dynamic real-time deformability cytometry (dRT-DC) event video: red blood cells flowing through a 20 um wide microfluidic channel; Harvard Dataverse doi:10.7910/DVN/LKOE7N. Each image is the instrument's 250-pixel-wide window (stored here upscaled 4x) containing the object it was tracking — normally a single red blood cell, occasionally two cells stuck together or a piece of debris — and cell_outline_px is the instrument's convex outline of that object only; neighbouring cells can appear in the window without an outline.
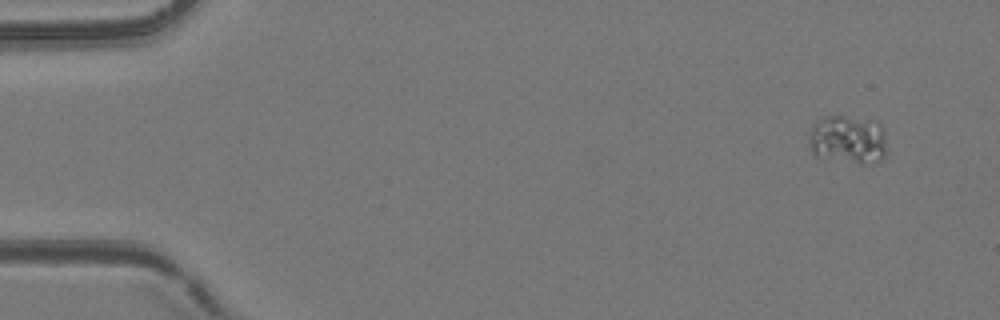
{"species": "common noctule bat (a hibernating species)", "species_latin": "Nyctalus noctula", "temperature_condition": "room temperature", "stored_images_in_passage": 5, "camera_frame_rate_fps": 3000, "um_per_image_px": 0.085, "animal": {"sex": "female", "body_mass_g": 24.6, "forearm_length_mm": 56.2}, "frame": {"image": 1, "passage_image": 1, "time_ms": 0.0, "image_size_px": [1000, 320], "cell_outline_px": [[884, 160], [864, 164], [860, 164], [816, 156], [808, 148], [808, 132], [812, 124], [816, 120], [824, 116], [844, 116], [880, 124], [884, 132]], "centroid_in_image_um": [71.99, 11.88], "position_along_channel_um": 13.0, "area_um2": 22.08}}
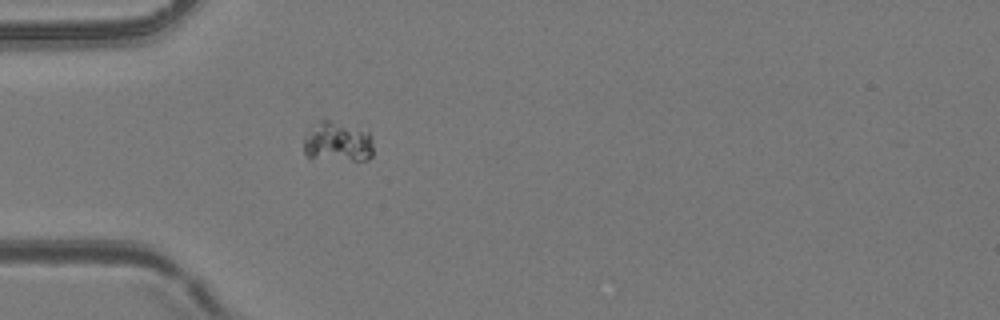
{"frame": {"image": 2, "passage_image": 5, "time_ms": 4.333, "image_size_px": [1000, 320], "cell_outline_px": [[372, 156], [368, 160], [352, 160], [308, 156], [304, 152], [304, 136], [320, 120], [328, 120], [368, 132], [372, 140]], "centroid_in_image_um": [28.71, 12.07], "position_along_channel_um": 56.3, "area_um2": 15.66}}